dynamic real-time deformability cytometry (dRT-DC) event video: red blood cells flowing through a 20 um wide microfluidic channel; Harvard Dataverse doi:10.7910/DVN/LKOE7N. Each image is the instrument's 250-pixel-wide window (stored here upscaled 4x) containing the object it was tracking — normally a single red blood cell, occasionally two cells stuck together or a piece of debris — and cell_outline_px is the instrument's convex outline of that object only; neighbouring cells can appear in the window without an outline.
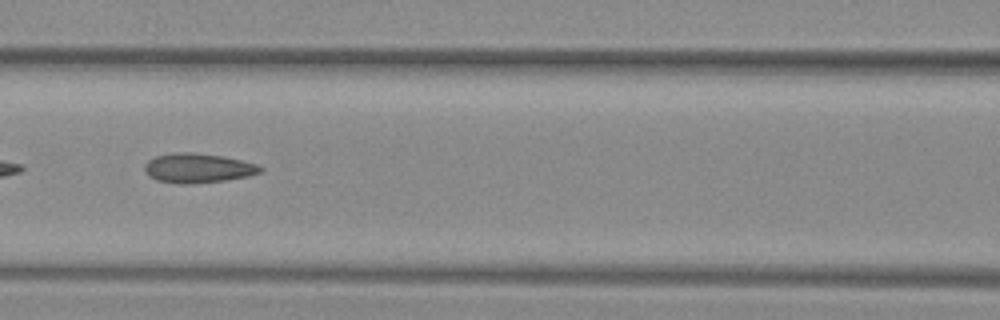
{"species": "common noctule bat (a hibernating species)", "species_latin": "Nyctalus noctula", "temperature_condition": "warm", "stored_images_in_passage": 37, "camera_frame_rate_fps": 3000, "um_per_image_px": 0.085, "animal": {"sex": "female", "body_mass_g": 29.2, "forearm_length_mm": 56.3}, "frame": {"image": 1, "passage_image": 11, "time_ms": 3.333, "image_size_px": [1000, 320], "cell_outline_px": [[264, 168], [260, 172], [248, 176], [224, 180], [192, 184], [180, 184], [156, 180], [148, 176], [144, 168], [144, 164], [148, 160], [156, 156], [176, 152], [192, 152], [224, 156], [256, 164]], "centroid_in_image_um": [16.79, 14.29], "position_along_channel_um": 149.8, "area_um2": 19.88}, "authors_computed_cell_mechanics": {"area_um2": 19.3052, "velocity_mm_per_s": 4.0885, "shape_relaxation_time_tau1_ms": null, "shape_relaxation_time_tau2_ms": 1.9815, "deformation_change_tau1": null, "deformation_change_tau2": 0.1035}}